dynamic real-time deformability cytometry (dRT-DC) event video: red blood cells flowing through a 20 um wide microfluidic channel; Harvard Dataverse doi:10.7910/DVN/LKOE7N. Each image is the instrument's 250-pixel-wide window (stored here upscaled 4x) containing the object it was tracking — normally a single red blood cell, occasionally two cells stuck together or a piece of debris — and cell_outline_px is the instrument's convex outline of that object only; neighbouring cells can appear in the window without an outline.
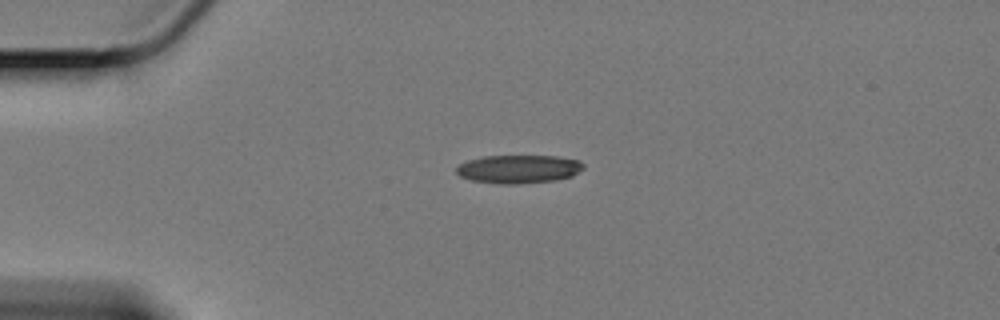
{"species": "Egyptian fruit bat (a non-hibernating species)", "species_latin": "Rousettus aegyptiacus", "temperature_condition": "cold", "stored_images_in_passage": 46, "camera_frame_rate_fps": 3000, "um_per_image_px": 0.085, "animal": {"sex": "female"}, "frame": {"image": 1, "passage_image": 1, "time_ms": 0.0, "image_size_px": [1000, 320], "cell_outline_px": [[584, 168], [572, 176], [556, 180], [520, 184], [500, 184], [472, 180], [460, 176], [456, 172], [456, 168], [460, 164], [468, 160], [484, 156], [556, 156], [580, 160], [584, 164]], "centroid_in_image_um": [44.11, 14.37], "position_along_channel_um": 40.9, "area_um2": 21.04}}
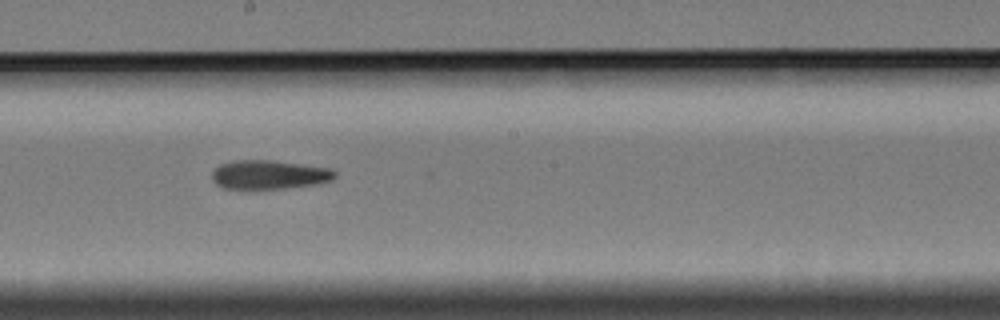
{"frame": {"image": 2, "passage_image": 20, "time_ms": 6.333, "image_size_px": [1000, 320], "cell_outline_px": [[336, 176], [332, 180], [312, 184], [284, 188], [224, 188], [216, 184], [212, 180], [212, 172], [220, 164], [232, 160], [272, 160], [332, 168], [336, 172]], "centroid_in_image_um": [22.87, 14.82], "position_along_channel_um": 225.3, "area_um2": 20.58}}
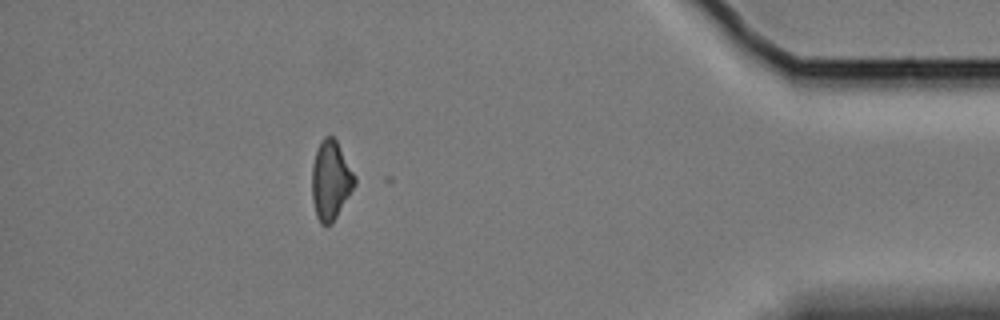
{"frame": {"image": 3, "passage_image": 40, "time_ms": 13.0, "image_size_px": [1000, 320], "cell_outline_px": [[356, 184], [332, 224], [320, 224], [316, 216], [312, 200], [312, 164], [320, 140], [324, 136], [332, 136], [336, 140], [356, 176]], "centroid_in_image_um": [28.11, 15.33], "position_along_channel_um": 407.1, "area_um2": 19.71}, "authors_computed_cell_mechanics": {"area_um2": 20.8369, "velocity_mm_per_s": 3.38, "shape_relaxation_time_tau1_ms": null, "shape_relaxation_time_tau2_ms": 5.1169, "deformation_change_tau1": null, "deformation_change_tau2": 0.1474}}